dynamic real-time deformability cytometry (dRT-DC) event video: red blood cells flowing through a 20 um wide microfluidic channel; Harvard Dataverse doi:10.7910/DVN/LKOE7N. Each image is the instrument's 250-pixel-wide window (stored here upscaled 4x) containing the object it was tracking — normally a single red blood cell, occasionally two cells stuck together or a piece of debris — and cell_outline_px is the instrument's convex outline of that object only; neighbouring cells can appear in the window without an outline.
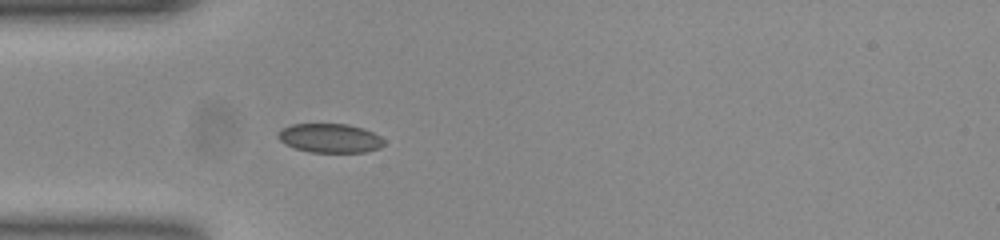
{"species": "common noctule bat (a hibernating species)", "species_latin": "Nyctalus noctula", "temperature_condition": "room temperature", "stored_images_in_passage": 38, "camera_frame_rate_fps": 3000, "um_per_image_px": 0.085, "animal": {"sex": "female", "body_mass_g": 23.0, "forearm_length_mm": 53.4}, "frame": {"image": 1, "passage_image": 1, "time_ms": 0.0, "image_size_px": [1000, 240], "cell_outline_px": [[384, 144], [380, 148], [364, 152], [308, 152], [284, 144], [276, 136], [284, 128], [292, 124], [348, 124], [364, 128], [380, 136], [384, 140]], "centroid_in_image_um": [28.06, 11.74], "position_along_channel_um": 56.9, "area_um2": 17.92}}
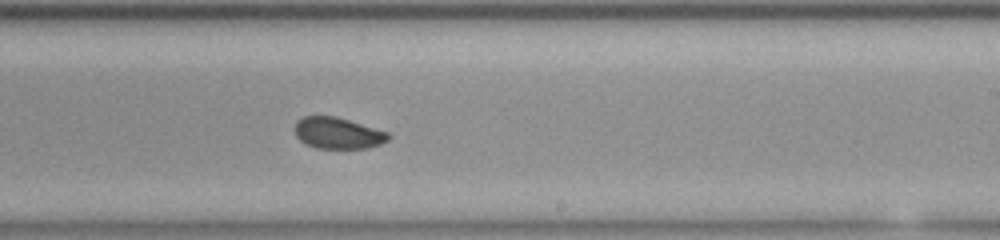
{"frame": {"image": 2, "passage_image": 17, "time_ms": 5.333, "image_size_px": [1000, 240], "cell_outline_px": [[392, 136], [388, 140], [380, 144], [368, 148], [316, 148], [304, 144], [296, 136], [296, 120], [304, 116], [336, 116], [388, 132]], "centroid_in_image_um": [28.72, 11.32], "position_along_channel_um": 260.3, "area_um2": 17.11}}
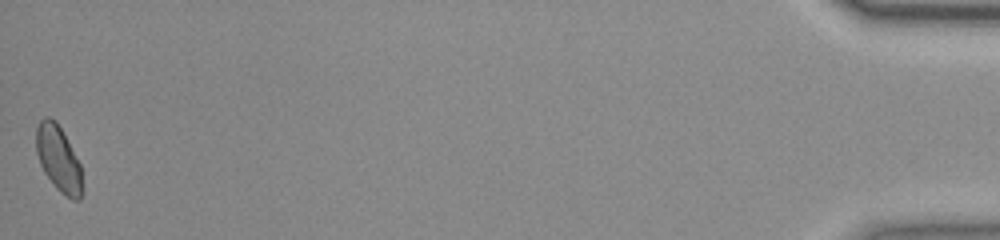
{"frame": {"image": 3, "passage_image": 38, "time_ms": 12.333, "image_size_px": [1000, 240], "cell_outline_px": [[84, 192], [80, 200], [72, 200], [60, 192], [56, 188], [44, 172], [40, 164], [36, 152], [36, 128], [40, 120], [44, 116], [48, 116], [56, 120], [80, 164]], "centroid_in_image_um": [4.98, 13.52], "position_along_channel_um": 430.2, "area_um2": 17.8}, "authors_computed_cell_mechanics": {"area_um2": 17.5712, "velocity_mm_per_s": 3.8759, "shape_relaxation_time_tau1_ms": null, "shape_relaxation_time_tau2_ms": 0.9406, "deformation_change_tau1": null, "deformation_change_tau2": 0.0416}}